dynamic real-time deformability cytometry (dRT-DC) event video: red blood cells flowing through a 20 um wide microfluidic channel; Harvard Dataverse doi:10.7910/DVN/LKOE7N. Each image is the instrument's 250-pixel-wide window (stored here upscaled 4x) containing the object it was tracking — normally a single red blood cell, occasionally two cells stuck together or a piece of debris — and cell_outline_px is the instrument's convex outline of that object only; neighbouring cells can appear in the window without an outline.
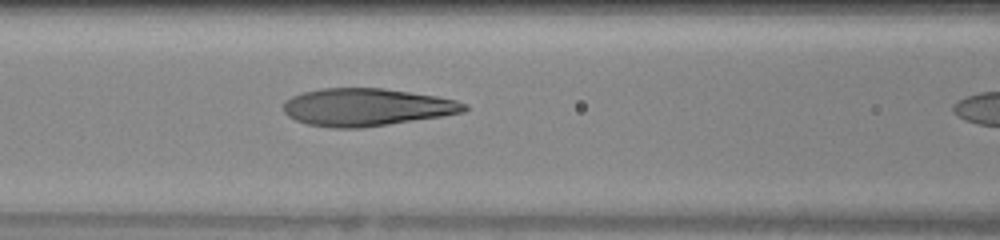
{"species": "human", "species_latin": "Homo sapiens", "temperature_condition": "warm", "stored_images_in_passage": 11, "camera_frame_rate_fps": 3000, "um_per_image_px": 0.085, "donor": {"sex": "female"}, "frame": {"image": 1, "passage_image": 7, "time_ms": 2.0, "image_size_px": [1000, 240], "cell_outline_px": [[468, 108], [464, 112], [444, 116], [360, 128], [332, 128], [308, 124], [296, 120], [288, 116], [284, 112], [284, 100], [292, 96], [304, 92], [320, 88], [384, 88], [436, 96], [456, 100], [468, 104]], "centroid_in_image_um": [31.17, 9.11], "position_along_channel_um": 135.4, "area_um2": 39.65}}